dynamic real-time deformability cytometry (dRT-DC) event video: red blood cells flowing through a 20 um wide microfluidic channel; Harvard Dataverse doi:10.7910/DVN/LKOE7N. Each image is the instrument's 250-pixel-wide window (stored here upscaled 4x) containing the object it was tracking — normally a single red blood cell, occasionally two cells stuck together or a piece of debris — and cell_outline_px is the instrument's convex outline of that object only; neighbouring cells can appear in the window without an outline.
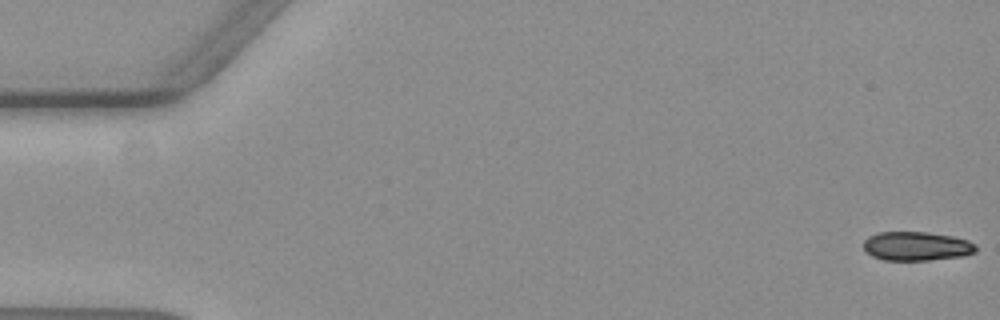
{"species": "common noctule bat (a hibernating species)", "species_latin": "Nyctalus noctula", "temperature_condition": "warm", "stored_images_in_passage": 57, "camera_frame_rate_fps": 3000, "um_per_image_px": 0.085, "animal": {"sex": "female", "body_mass_g": 19.3, "forearm_length_mm": 54.1}, "frame": {"image": 1, "passage_image": 1, "time_ms": 0.0, "image_size_px": [1000, 320], "cell_outline_px": [[976, 252], [964, 256], [928, 260], [884, 260], [872, 256], [864, 252], [864, 240], [868, 236], [876, 232], [924, 232], [952, 236], [968, 240], [976, 244]], "centroid_in_image_um": [77.89, 20.92], "position_along_channel_um": 7.1, "area_um2": 19.13}}
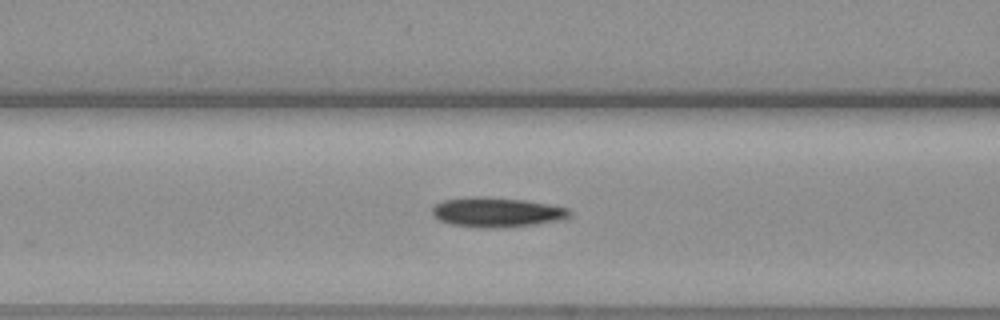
{"frame": {"image": 2, "passage_image": 23, "time_ms": 7.333, "image_size_px": [1000, 320], "cell_outline_px": [[572, 216], [560, 220], [536, 224], [496, 228], [480, 228], [452, 224], [436, 220], [432, 216], [432, 208], [436, 204], [444, 200], [472, 196], [488, 196], [524, 200], [568, 208], [572, 212]], "centroid_in_image_um": [42.2, 18.04], "position_along_channel_um": 124.4, "area_um2": 23.99}}
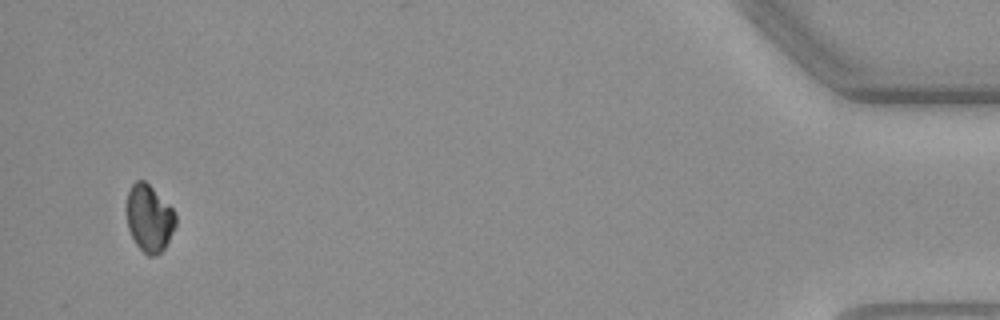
{"frame": {"image": 3, "passage_image": 55, "time_ms": 18.0, "image_size_px": [1000, 320], "cell_outline_px": [[176, 224], [164, 248], [160, 252], [152, 256], [148, 256], [136, 244], [128, 228], [128, 192], [132, 184], [136, 180], [144, 180], [172, 208], [176, 216]], "centroid_in_image_um": [12.69, 18.55], "position_along_channel_um": 422.5, "area_um2": 18.61}, "authors_computed_cell_mechanics": {"area_um2": 21.6172, "velocity_mm_per_s": 3.6079, "shape_relaxation_time_tau1_ms": 1.8597, "shape_relaxation_time_tau2_ms": null, "deformation_change_tau1": 0.0575, "deformation_change_tau2": null}}